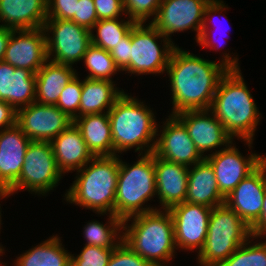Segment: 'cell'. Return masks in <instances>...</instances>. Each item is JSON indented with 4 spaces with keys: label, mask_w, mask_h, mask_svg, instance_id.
I'll use <instances>...</instances> for the list:
<instances>
[{
    "label": "cell",
    "mask_w": 266,
    "mask_h": 266,
    "mask_svg": "<svg viewBox=\"0 0 266 266\" xmlns=\"http://www.w3.org/2000/svg\"><path fill=\"white\" fill-rule=\"evenodd\" d=\"M222 52L218 61L208 60L176 46L166 72L170 81L172 111L210 109L221 78L228 70H241L238 55ZM233 57V58H232Z\"/></svg>",
    "instance_id": "obj_1"
},
{
    "label": "cell",
    "mask_w": 266,
    "mask_h": 266,
    "mask_svg": "<svg viewBox=\"0 0 266 266\" xmlns=\"http://www.w3.org/2000/svg\"><path fill=\"white\" fill-rule=\"evenodd\" d=\"M234 140L241 139L251 150L260 113L241 70H228L221 78L209 109ZM261 116V117H260Z\"/></svg>",
    "instance_id": "obj_2"
},
{
    "label": "cell",
    "mask_w": 266,
    "mask_h": 266,
    "mask_svg": "<svg viewBox=\"0 0 266 266\" xmlns=\"http://www.w3.org/2000/svg\"><path fill=\"white\" fill-rule=\"evenodd\" d=\"M111 123L114 155L134 149L139 155L154 151L157 118L143 101L123 93L108 111ZM118 153V154H117Z\"/></svg>",
    "instance_id": "obj_3"
},
{
    "label": "cell",
    "mask_w": 266,
    "mask_h": 266,
    "mask_svg": "<svg viewBox=\"0 0 266 266\" xmlns=\"http://www.w3.org/2000/svg\"><path fill=\"white\" fill-rule=\"evenodd\" d=\"M78 172V173H77ZM119 173V155L94 156L76 171L64 199L80 208L115 215V196Z\"/></svg>",
    "instance_id": "obj_4"
},
{
    "label": "cell",
    "mask_w": 266,
    "mask_h": 266,
    "mask_svg": "<svg viewBox=\"0 0 266 266\" xmlns=\"http://www.w3.org/2000/svg\"><path fill=\"white\" fill-rule=\"evenodd\" d=\"M122 241L141 258L156 266H168L177 253L173 219L170 212L164 209L123 220Z\"/></svg>",
    "instance_id": "obj_5"
},
{
    "label": "cell",
    "mask_w": 266,
    "mask_h": 266,
    "mask_svg": "<svg viewBox=\"0 0 266 266\" xmlns=\"http://www.w3.org/2000/svg\"><path fill=\"white\" fill-rule=\"evenodd\" d=\"M138 157L130 165L119 156L115 215L122 220L158 209L145 204L157 196L154 153Z\"/></svg>",
    "instance_id": "obj_6"
},
{
    "label": "cell",
    "mask_w": 266,
    "mask_h": 266,
    "mask_svg": "<svg viewBox=\"0 0 266 266\" xmlns=\"http://www.w3.org/2000/svg\"><path fill=\"white\" fill-rule=\"evenodd\" d=\"M252 236L250 227L226 204L213 207L205 244L196 255L199 266H218Z\"/></svg>",
    "instance_id": "obj_7"
},
{
    "label": "cell",
    "mask_w": 266,
    "mask_h": 266,
    "mask_svg": "<svg viewBox=\"0 0 266 266\" xmlns=\"http://www.w3.org/2000/svg\"><path fill=\"white\" fill-rule=\"evenodd\" d=\"M144 24L135 23L131 28L130 75L164 74L177 44L151 23Z\"/></svg>",
    "instance_id": "obj_8"
},
{
    "label": "cell",
    "mask_w": 266,
    "mask_h": 266,
    "mask_svg": "<svg viewBox=\"0 0 266 266\" xmlns=\"http://www.w3.org/2000/svg\"><path fill=\"white\" fill-rule=\"evenodd\" d=\"M24 160L19 178L8 189L10 196L18 193V190L46 196L58 186L64 176L57 167L49 141H31Z\"/></svg>",
    "instance_id": "obj_9"
},
{
    "label": "cell",
    "mask_w": 266,
    "mask_h": 266,
    "mask_svg": "<svg viewBox=\"0 0 266 266\" xmlns=\"http://www.w3.org/2000/svg\"><path fill=\"white\" fill-rule=\"evenodd\" d=\"M43 29L49 61L70 66L82 62L91 44V32L88 28L72 20L47 19Z\"/></svg>",
    "instance_id": "obj_10"
},
{
    "label": "cell",
    "mask_w": 266,
    "mask_h": 266,
    "mask_svg": "<svg viewBox=\"0 0 266 266\" xmlns=\"http://www.w3.org/2000/svg\"><path fill=\"white\" fill-rule=\"evenodd\" d=\"M211 0H162L155 18L149 21L169 40L171 35L191 29L196 42L203 26L204 11ZM197 32V33H196Z\"/></svg>",
    "instance_id": "obj_11"
},
{
    "label": "cell",
    "mask_w": 266,
    "mask_h": 266,
    "mask_svg": "<svg viewBox=\"0 0 266 266\" xmlns=\"http://www.w3.org/2000/svg\"><path fill=\"white\" fill-rule=\"evenodd\" d=\"M247 155L244 156L233 141L214 154H206L205 158L214 169L219 191L224 198L266 159L265 155L252 151Z\"/></svg>",
    "instance_id": "obj_12"
},
{
    "label": "cell",
    "mask_w": 266,
    "mask_h": 266,
    "mask_svg": "<svg viewBox=\"0 0 266 266\" xmlns=\"http://www.w3.org/2000/svg\"><path fill=\"white\" fill-rule=\"evenodd\" d=\"M211 210L212 208L205 205L186 201L168 209L173 219L177 250H198L197 253L202 250L206 241Z\"/></svg>",
    "instance_id": "obj_13"
},
{
    "label": "cell",
    "mask_w": 266,
    "mask_h": 266,
    "mask_svg": "<svg viewBox=\"0 0 266 266\" xmlns=\"http://www.w3.org/2000/svg\"><path fill=\"white\" fill-rule=\"evenodd\" d=\"M167 117L162 127L160 124L157 126L153 153L164 160L188 167L202 161L205 157L197 150L185 125L175 115Z\"/></svg>",
    "instance_id": "obj_14"
},
{
    "label": "cell",
    "mask_w": 266,
    "mask_h": 266,
    "mask_svg": "<svg viewBox=\"0 0 266 266\" xmlns=\"http://www.w3.org/2000/svg\"><path fill=\"white\" fill-rule=\"evenodd\" d=\"M72 123L56 105L34 102L17 110L16 124L31 141L51 142Z\"/></svg>",
    "instance_id": "obj_15"
},
{
    "label": "cell",
    "mask_w": 266,
    "mask_h": 266,
    "mask_svg": "<svg viewBox=\"0 0 266 266\" xmlns=\"http://www.w3.org/2000/svg\"><path fill=\"white\" fill-rule=\"evenodd\" d=\"M4 62L36 74L48 61L46 35L42 28L13 30Z\"/></svg>",
    "instance_id": "obj_16"
},
{
    "label": "cell",
    "mask_w": 266,
    "mask_h": 266,
    "mask_svg": "<svg viewBox=\"0 0 266 266\" xmlns=\"http://www.w3.org/2000/svg\"><path fill=\"white\" fill-rule=\"evenodd\" d=\"M175 116L185 125L191 140L203 157H206L207 151L214 154L219 151L216 148H226L234 141L209 109L187 110Z\"/></svg>",
    "instance_id": "obj_17"
},
{
    "label": "cell",
    "mask_w": 266,
    "mask_h": 266,
    "mask_svg": "<svg viewBox=\"0 0 266 266\" xmlns=\"http://www.w3.org/2000/svg\"><path fill=\"white\" fill-rule=\"evenodd\" d=\"M266 191V159L225 198V204L249 227L260 217Z\"/></svg>",
    "instance_id": "obj_18"
},
{
    "label": "cell",
    "mask_w": 266,
    "mask_h": 266,
    "mask_svg": "<svg viewBox=\"0 0 266 266\" xmlns=\"http://www.w3.org/2000/svg\"><path fill=\"white\" fill-rule=\"evenodd\" d=\"M156 176V194L160 208L168 210L172 206L185 202L189 167L169 162L154 154Z\"/></svg>",
    "instance_id": "obj_19"
},
{
    "label": "cell",
    "mask_w": 266,
    "mask_h": 266,
    "mask_svg": "<svg viewBox=\"0 0 266 266\" xmlns=\"http://www.w3.org/2000/svg\"><path fill=\"white\" fill-rule=\"evenodd\" d=\"M30 142L17 124L0 130V185L9 189L17 181Z\"/></svg>",
    "instance_id": "obj_20"
},
{
    "label": "cell",
    "mask_w": 266,
    "mask_h": 266,
    "mask_svg": "<svg viewBox=\"0 0 266 266\" xmlns=\"http://www.w3.org/2000/svg\"><path fill=\"white\" fill-rule=\"evenodd\" d=\"M36 75L23 68L0 62V100L16 111L35 102Z\"/></svg>",
    "instance_id": "obj_21"
},
{
    "label": "cell",
    "mask_w": 266,
    "mask_h": 266,
    "mask_svg": "<svg viewBox=\"0 0 266 266\" xmlns=\"http://www.w3.org/2000/svg\"><path fill=\"white\" fill-rule=\"evenodd\" d=\"M50 143L57 167L63 175L81 169L94 157L75 123L63 130Z\"/></svg>",
    "instance_id": "obj_22"
},
{
    "label": "cell",
    "mask_w": 266,
    "mask_h": 266,
    "mask_svg": "<svg viewBox=\"0 0 266 266\" xmlns=\"http://www.w3.org/2000/svg\"><path fill=\"white\" fill-rule=\"evenodd\" d=\"M47 0H0V26L38 29L47 20Z\"/></svg>",
    "instance_id": "obj_23"
},
{
    "label": "cell",
    "mask_w": 266,
    "mask_h": 266,
    "mask_svg": "<svg viewBox=\"0 0 266 266\" xmlns=\"http://www.w3.org/2000/svg\"><path fill=\"white\" fill-rule=\"evenodd\" d=\"M186 202L213 208L225 204L217 184L214 169L204 158L189 167Z\"/></svg>",
    "instance_id": "obj_24"
},
{
    "label": "cell",
    "mask_w": 266,
    "mask_h": 266,
    "mask_svg": "<svg viewBox=\"0 0 266 266\" xmlns=\"http://www.w3.org/2000/svg\"><path fill=\"white\" fill-rule=\"evenodd\" d=\"M70 65L47 61L36 75L35 102L56 105L64 87L77 75Z\"/></svg>",
    "instance_id": "obj_25"
},
{
    "label": "cell",
    "mask_w": 266,
    "mask_h": 266,
    "mask_svg": "<svg viewBox=\"0 0 266 266\" xmlns=\"http://www.w3.org/2000/svg\"><path fill=\"white\" fill-rule=\"evenodd\" d=\"M75 125L80 129L88 149L94 156H113L111 123L108 113L87 114L77 117Z\"/></svg>",
    "instance_id": "obj_26"
},
{
    "label": "cell",
    "mask_w": 266,
    "mask_h": 266,
    "mask_svg": "<svg viewBox=\"0 0 266 266\" xmlns=\"http://www.w3.org/2000/svg\"><path fill=\"white\" fill-rule=\"evenodd\" d=\"M115 81L83 79L79 117L87 114L108 113L116 100L125 92Z\"/></svg>",
    "instance_id": "obj_27"
},
{
    "label": "cell",
    "mask_w": 266,
    "mask_h": 266,
    "mask_svg": "<svg viewBox=\"0 0 266 266\" xmlns=\"http://www.w3.org/2000/svg\"><path fill=\"white\" fill-rule=\"evenodd\" d=\"M52 235L35 247L19 254L14 260V266H69L71 253L65 250L59 235ZM63 244V245H62Z\"/></svg>",
    "instance_id": "obj_28"
},
{
    "label": "cell",
    "mask_w": 266,
    "mask_h": 266,
    "mask_svg": "<svg viewBox=\"0 0 266 266\" xmlns=\"http://www.w3.org/2000/svg\"><path fill=\"white\" fill-rule=\"evenodd\" d=\"M107 215L108 221L104 224L97 220H91L83 228L85 245L114 249L123 240V220L114 214L98 213Z\"/></svg>",
    "instance_id": "obj_29"
},
{
    "label": "cell",
    "mask_w": 266,
    "mask_h": 266,
    "mask_svg": "<svg viewBox=\"0 0 266 266\" xmlns=\"http://www.w3.org/2000/svg\"><path fill=\"white\" fill-rule=\"evenodd\" d=\"M126 18L127 20H124V17L98 20L90 30L91 44L107 51L112 50L135 24V22L127 16ZM94 32H96V34Z\"/></svg>",
    "instance_id": "obj_30"
},
{
    "label": "cell",
    "mask_w": 266,
    "mask_h": 266,
    "mask_svg": "<svg viewBox=\"0 0 266 266\" xmlns=\"http://www.w3.org/2000/svg\"><path fill=\"white\" fill-rule=\"evenodd\" d=\"M84 66L89 73L85 78L97 80L113 81L112 76L119 73L120 70L114 63L110 52L90 44L83 57Z\"/></svg>",
    "instance_id": "obj_31"
},
{
    "label": "cell",
    "mask_w": 266,
    "mask_h": 266,
    "mask_svg": "<svg viewBox=\"0 0 266 266\" xmlns=\"http://www.w3.org/2000/svg\"><path fill=\"white\" fill-rule=\"evenodd\" d=\"M252 239L258 240L257 237L252 235L218 266H266V240L259 239V241L253 242Z\"/></svg>",
    "instance_id": "obj_32"
},
{
    "label": "cell",
    "mask_w": 266,
    "mask_h": 266,
    "mask_svg": "<svg viewBox=\"0 0 266 266\" xmlns=\"http://www.w3.org/2000/svg\"><path fill=\"white\" fill-rule=\"evenodd\" d=\"M83 80L78 74L62 90L56 106L67 114L72 120L79 117V105L81 100Z\"/></svg>",
    "instance_id": "obj_33"
},
{
    "label": "cell",
    "mask_w": 266,
    "mask_h": 266,
    "mask_svg": "<svg viewBox=\"0 0 266 266\" xmlns=\"http://www.w3.org/2000/svg\"><path fill=\"white\" fill-rule=\"evenodd\" d=\"M225 4L226 3H224L223 0H211L209 2V4L206 6L205 11H204L203 26H202L198 41L196 42L199 46H201L205 49H206V47L210 48L211 50H213V51L215 50L216 52L219 51L218 49H220L222 47V46H220V44H218L214 40L213 33L210 34L212 29L210 30L211 27L209 24L213 21V19L211 17L216 16V13L218 15L219 14L221 15V13L223 11L224 12L227 11L226 9H228V5H225ZM224 19H225V17H224ZM208 30H210V31H208ZM211 35H213V36H211Z\"/></svg>",
    "instance_id": "obj_34"
},
{
    "label": "cell",
    "mask_w": 266,
    "mask_h": 266,
    "mask_svg": "<svg viewBox=\"0 0 266 266\" xmlns=\"http://www.w3.org/2000/svg\"><path fill=\"white\" fill-rule=\"evenodd\" d=\"M162 0H123L125 14L135 23H145L155 18Z\"/></svg>",
    "instance_id": "obj_35"
},
{
    "label": "cell",
    "mask_w": 266,
    "mask_h": 266,
    "mask_svg": "<svg viewBox=\"0 0 266 266\" xmlns=\"http://www.w3.org/2000/svg\"><path fill=\"white\" fill-rule=\"evenodd\" d=\"M78 255H71L76 266H107L114 249L84 245Z\"/></svg>",
    "instance_id": "obj_36"
},
{
    "label": "cell",
    "mask_w": 266,
    "mask_h": 266,
    "mask_svg": "<svg viewBox=\"0 0 266 266\" xmlns=\"http://www.w3.org/2000/svg\"><path fill=\"white\" fill-rule=\"evenodd\" d=\"M107 266H156L146 261L121 241L113 250Z\"/></svg>",
    "instance_id": "obj_37"
},
{
    "label": "cell",
    "mask_w": 266,
    "mask_h": 266,
    "mask_svg": "<svg viewBox=\"0 0 266 266\" xmlns=\"http://www.w3.org/2000/svg\"><path fill=\"white\" fill-rule=\"evenodd\" d=\"M131 29L121 39V41L110 50V55L114 60L115 65L120 71L130 73V48H131Z\"/></svg>",
    "instance_id": "obj_38"
},
{
    "label": "cell",
    "mask_w": 266,
    "mask_h": 266,
    "mask_svg": "<svg viewBox=\"0 0 266 266\" xmlns=\"http://www.w3.org/2000/svg\"><path fill=\"white\" fill-rule=\"evenodd\" d=\"M47 19L71 20L79 0H47Z\"/></svg>",
    "instance_id": "obj_39"
},
{
    "label": "cell",
    "mask_w": 266,
    "mask_h": 266,
    "mask_svg": "<svg viewBox=\"0 0 266 266\" xmlns=\"http://www.w3.org/2000/svg\"><path fill=\"white\" fill-rule=\"evenodd\" d=\"M71 20L91 30V28L98 22L94 1L79 0L75 15Z\"/></svg>",
    "instance_id": "obj_40"
},
{
    "label": "cell",
    "mask_w": 266,
    "mask_h": 266,
    "mask_svg": "<svg viewBox=\"0 0 266 266\" xmlns=\"http://www.w3.org/2000/svg\"><path fill=\"white\" fill-rule=\"evenodd\" d=\"M98 20H109L126 16L123 0H93Z\"/></svg>",
    "instance_id": "obj_41"
},
{
    "label": "cell",
    "mask_w": 266,
    "mask_h": 266,
    "mask_svg": "<svg viewBox=\"0 0 266 266\" xmlns=\"http://www.w3.org/2000/svg\"><path fill=\"white\" fill-rule=\"evenodd\" d=\"M17 111L5 101L0 100V130L16 124Z\"/></svg>",
    "instance_id": "obj_42"
},
{
    "label": "cell",
    "mask_w": 266,
    "mask_h": 266,
    "mask_svg": "<svg viewBox=\"0 0 266 266\" xmlns=\"http://www.w3.org/2000/svg\"><path fill=\"white\" fill-rule=\"evenodd\" d=\"M251 233L257 238H266V191L259 219L250 227Z\"/></svg>",
    "instance_id": "obj_43"
},
{
    "label": "cell",
    "mask_w": 266,
    "mask_h": 266,
    "mask_svg": "<svg viewBox=\"0 0 266 266\" xmlns=\"http://www.w3.org/2000/svg\"><path fill=\"white\" fill-rule=\"evenodd\" d=\"M13 29L0 26V62L4 60L5 51Z\"/></svg>",
    "instance_id": "obj_44"
},
{
    "label": "cell",
    "mask_w": 266,
    "mask_h": 266,
    "mask_svg": "<svg viewBox=\"0 0 266 266\" xmlns=\"http://www.w3.org/2000/svg\"><path fill=\"white\" fill-rule=\"evenodd\" d=\"M6 197H10L9 190L7 188H5L4 186L0 185V200L4 199ZM1 212L2 211H1V206H0V231H1V225L3 224V223H1L2 222Z\"/></svg>",
    "instance_id": "obj_45"
},
{
    "label": "cell",
    "mask_w": 266,
    "mask_h": 266,
    "mask_svg": "<svg viewBox=\"0 0 266 266\" xmlns=\"http://www.w3.org/2000/svg\"><path fill=\"white\" fill-rule=\"evenodd\" d=\"M5 254V247L3 245L0 246V256H3ZM0 266H8L7 263L0 261Z\"/></svg>",
    "instance_id": "obj_46"
},
{
    "label": "cell",
    "mask_w": 266,
    "mask_h": 266,
    "mask_svg": "<svg viewBox=\"0 0 266 266\" xmlns=\"http://www.w3.org/2000/svg\"><path fill=\"white\" fill-rule=\"evenodd\" d=\"M69 266H76V265L71 261Z\"/></svg>",
    "instance_id": "obj_47"
}]
</instances>
